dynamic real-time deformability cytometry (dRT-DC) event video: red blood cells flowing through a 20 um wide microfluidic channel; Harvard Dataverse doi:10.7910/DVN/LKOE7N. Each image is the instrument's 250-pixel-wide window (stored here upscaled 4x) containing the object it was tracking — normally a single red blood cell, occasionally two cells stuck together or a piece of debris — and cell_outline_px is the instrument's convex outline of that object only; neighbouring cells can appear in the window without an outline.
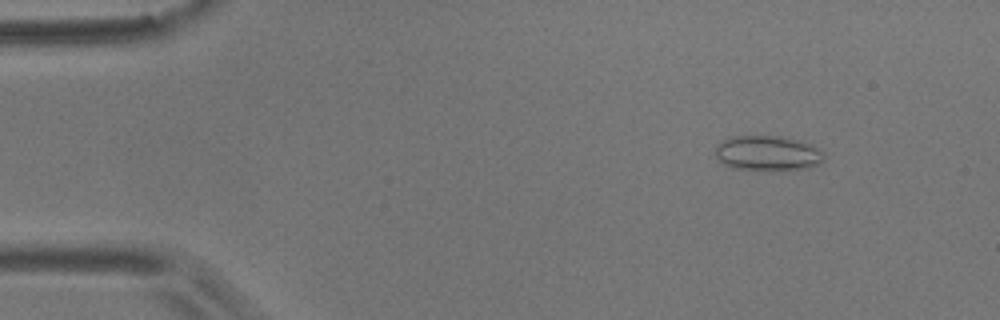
{"species": "common noctule bat (a hibernating species)", "species_latin": "Nyctalus noctula", "temperature_condition": "room temperature", "stored_images_in_passage": 26, "camera_frame_rate_fps": 3000, "um_per_image_px": 0.085, "animal": {"sex": "male", "body_mass_g": 17.9}, "frame": {"image": 1, "passage_image": 1, "time_ms": 0.0, "image_size_px": [1000, 320], "cell_outline_px": [[824, 160], [820, 164], [808, 168], [780, 172], [768, 172], [732, 168], [724, 164], [716, 156], [716, 144], [732, 136], [784, 136], [812, 144], [820, 148], [824, 152]], "centroid_in_image_um": [65.31, 13.06], "position_along_channel_um": 19.7, "area_um2": 23.06}}
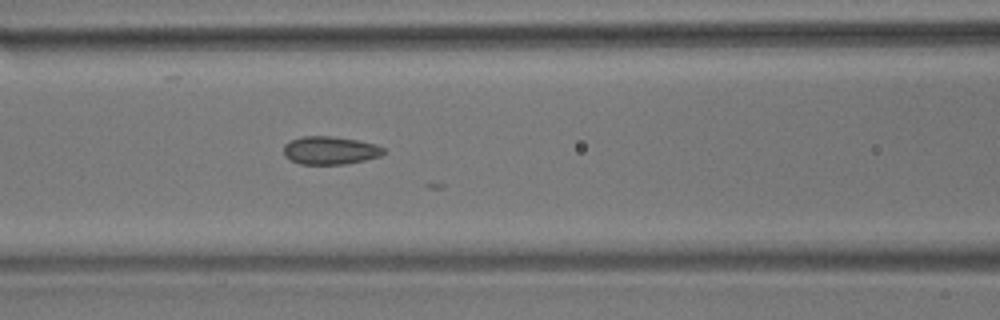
{"frame": {"image": 2, "passage_image": 18, "time_ms": 5.667, "image_size_px": [1000, 320], "cell_outline_px": [[388, 152], [380, 156], [364, 160], [344, 164], [300, 164], [284, 156], [284, 144], [288, 140], [304, 136], [332, 136], [356, 140], [376, 144], [384, 148]], "centroid_in_image_um": [28.06, 12.78], "position_along_channel_um": 138.5, "area_um2": 16.42}}
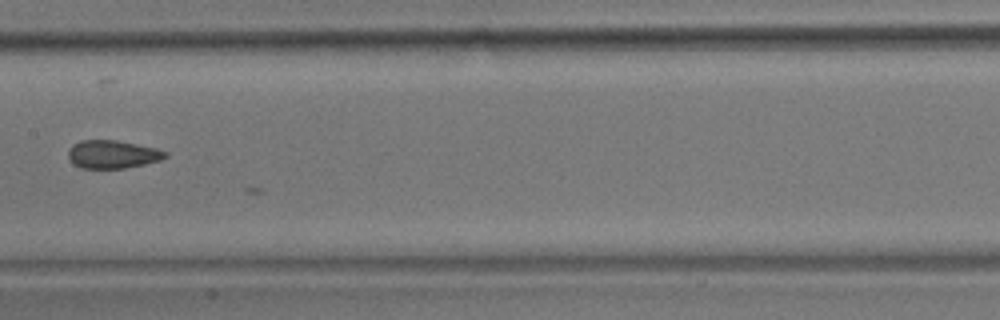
{"frame": {"image": 3, "passage_image": 23, "time_ms": 7.333, "image_size_px": [1000, 320], "cell_outline_px": [[168, 156], [160, 160], [144, 164], [124, 168], [80, 168], [68, 156], [68, 148], [72, 144], [80, 140], [116, 140], [156, 148], [168, 152]], "centroid_in_image_um": [9.57, 13.1], "position_along_channel_um": 197.8, "area_um2": 15.84}}